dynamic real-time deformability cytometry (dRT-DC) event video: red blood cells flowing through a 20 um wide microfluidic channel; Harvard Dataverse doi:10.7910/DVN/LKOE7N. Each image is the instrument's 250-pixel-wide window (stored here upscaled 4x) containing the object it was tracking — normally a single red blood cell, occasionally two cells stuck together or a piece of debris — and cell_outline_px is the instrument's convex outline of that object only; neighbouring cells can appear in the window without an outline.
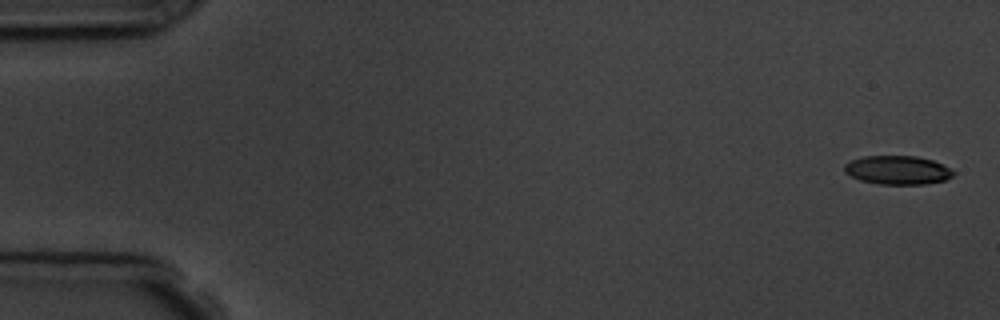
{"species": "common noctule bat (a hibernating species)", "species_latin": "Nyctalus noctula", "temperature_condition": "room temperature", "stored_images_in_passage": 7, "camera_frame_rate_fps": 3000, "um_per_image_px": 0.085, "animal": {"sex": "male", "body_mass_g": 19.5, "forearm_length_mm": 54.6}, "frame": {"image": 1, "passage_image": 1, "time_ms": 0.0, "image_size_px": [1000, 320], "cell_outline_px": [[956, 172], [952, 176], [944, 180], [924, 184], [880, 184], [860, 180], [844, 172], [844, 164], [852, 160], [864, 156], [916, 156], [932, 160]], "centroid_in_image_um": [76.27, 14.45], "position_along_channel_um": 8.7, "area_um2": 18.03}}